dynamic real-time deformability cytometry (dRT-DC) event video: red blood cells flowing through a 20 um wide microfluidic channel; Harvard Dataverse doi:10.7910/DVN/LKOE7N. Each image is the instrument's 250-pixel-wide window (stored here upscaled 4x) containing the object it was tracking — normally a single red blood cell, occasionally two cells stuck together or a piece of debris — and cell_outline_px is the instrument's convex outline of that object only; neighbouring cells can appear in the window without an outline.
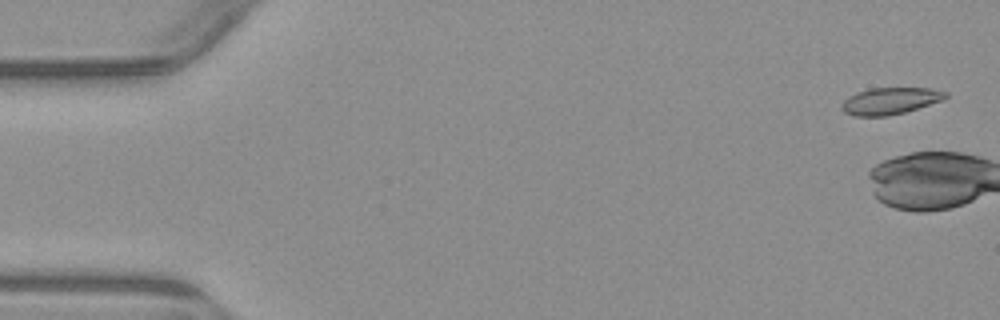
{"species": "common noctule bat (a hibernating species)", "species_latin": "Nyctalus noctula", "temperature_condition": "warm", "stored_images_in_passage": 6, "camera_frame_rate_fps": 3000, "um_per_image_px": 0.085, "animal": {"sex": "male", "body_mass_g": 23.1, "forearm_length_mm": 52.7}, "frame": {"image": 1, "passage_image": 1, "time_ms": 0.0, "image_size_px": [1000, 320], "cell_outline_px": [[948, 96], [944, 100], [904, 112], [888, 116], [852, 116], [844, 112], [840, 108], [840, 104], [848, 96], [856, 92], [872, 88], [928, 88], [948, 92]], "centroid_in_image_um": [75.63, 8.58], "position_along_channel_um": 9.4, "area_um2": 16.36}}